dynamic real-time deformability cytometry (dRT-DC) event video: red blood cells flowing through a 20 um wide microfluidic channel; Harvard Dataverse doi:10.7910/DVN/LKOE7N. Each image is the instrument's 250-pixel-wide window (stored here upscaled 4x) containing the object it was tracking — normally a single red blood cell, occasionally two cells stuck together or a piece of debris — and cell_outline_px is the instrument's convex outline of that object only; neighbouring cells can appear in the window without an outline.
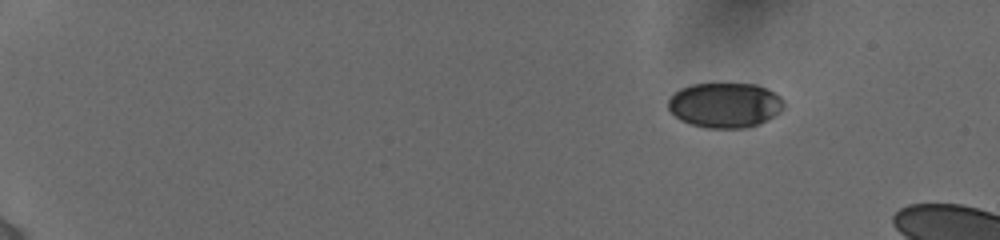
{"species": "human", "species_latin": "Homo sapiens", "temperature_condition": "cold", "stored_images_in_passage": 27, "camera_frame_rate_fps": 3000, "um_per_image_px": 0.085, "donor": {"sex": "female"}, "frame": {"image": 1, "passage_image": 1, "time_ms": 0.0, "image_size_px": [1000, 240], "cell_outline_px": [[784, 108], [780, 112], [760, 124], [748, 128], [704, 128], [688, 124], [680, 120], [668, 108], [668, 100], [680, 88], [692, 84], [756, 84], [780, 96], [784, 100]], "centroid_in_image_um": [61.62, 8.95], "position_along_channel_um": 23.4, "area_um2": 30.46}}
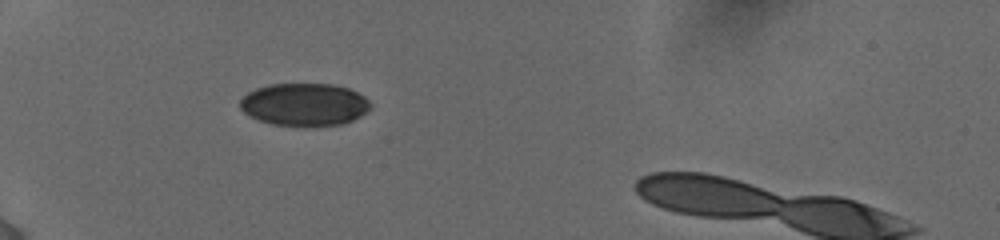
{"frame": {"image": 2, "passage_image": 26, "time_ms": 4.0, "image_size_px": [1000, 240], "cell_outline_px": [[372, 108], [368, 112], [344, 124], [304, 128], [272, 124], [260, 120], [244, 112], [240, 108], [240, 100], [248, 92], [256, 88], [272, 84], [332, 84], [348, 88], [364, 96], [372, 104]], "centroid_in_image_um": [25.91, 8.91], "position_along_channel_um": 59.1, "area_um2": 32.89}}